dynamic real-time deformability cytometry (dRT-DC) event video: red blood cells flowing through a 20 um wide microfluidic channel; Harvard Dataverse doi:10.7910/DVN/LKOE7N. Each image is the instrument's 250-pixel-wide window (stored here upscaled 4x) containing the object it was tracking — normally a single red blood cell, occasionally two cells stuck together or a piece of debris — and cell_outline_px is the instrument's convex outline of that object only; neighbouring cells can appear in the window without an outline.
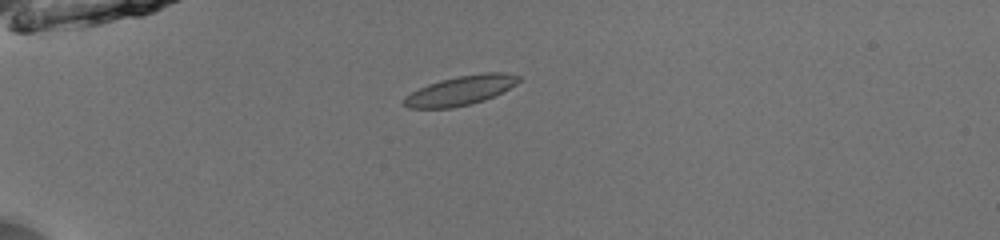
{"species": "common noctule bat (a hibernating species)", "species_latin": "Nyctalus noctula", "temperature_condition": "room temperature", "stored_images_in_passage": 36, "camera_frame_rate_fps": 3000, "um_per_image_px": 0.085, "animal": {"sex": "male", "body_mass_g": 13.0, "forearm_length_mm": 53.1}, "frame": {"image": 1, "passage_image": 1, "time_ms": 0.0, "image_size_px": [1000, 240], "cell_outline_px": [[520, 80], [516, 84], [484, 100], [452, 108], [408, 108], [400, 104], [404, 96], [428, 84], [440, 80], [460, 76], [484, 72], [504, 72], [520, 76]], "centroid_in_image_um": [39.09, 7.69], "position_along_channel_um": 45.9, "area_um2": 19.48}}
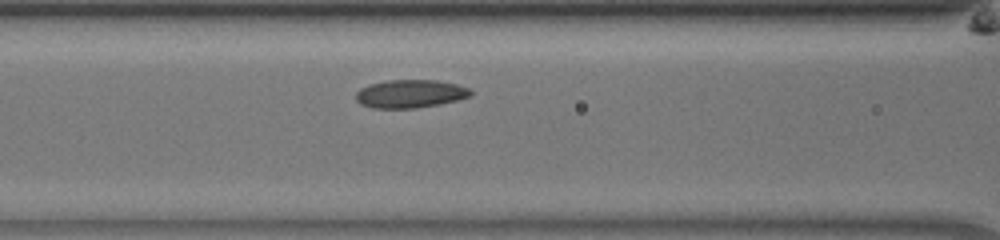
{"frame": {"image": 2, "passage_image": 10, "time_ms": 3.0, "image_size_px": [1000, 240], "cell_outline_px": [[472, 96], [440, 104], [416, 108], [372, 108], [360, 104], [356, 100], [356, 92], [360, 88], [368, 84], [388, 80], [436, 80], [456, 84], [468, 88], [472, 92]], "centroid_in_image_um": [34.84, 7.97], "position_along_channel_um": 131.8, "area_um2": 18.9}}
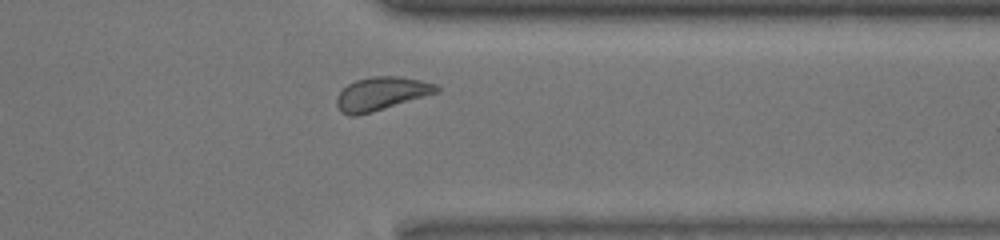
{"frame": {"image": 3, "passage_image": 29, "time_ms": 9.333, "image_size_px": [1000, 240], "cell_outline_px": [[440, 92], [372, 112], [356, 116], [348, 116], [340, 112], [336, 104], [336, 96], [348, 84], [356, 80], [372, 76], [400, 76], [420, 80], [436, 84], [440, 88]], "centroid_in_image_um": [32.4, 7.97], "position_along_channel_um": 379.0, "area_um2": 19.54}, "authors_computed_cell_mechanics": {"area_um2": 18.8428, "velocity_mm_per_s": 3.9111, "shape_relaxation_time_tau1_ms": 2.127, "shape_relaxation_time_tau2_ms": 4.3417, "deformation_change_tau1": 0.049, "deformation_change_tau2": 0.0661}}